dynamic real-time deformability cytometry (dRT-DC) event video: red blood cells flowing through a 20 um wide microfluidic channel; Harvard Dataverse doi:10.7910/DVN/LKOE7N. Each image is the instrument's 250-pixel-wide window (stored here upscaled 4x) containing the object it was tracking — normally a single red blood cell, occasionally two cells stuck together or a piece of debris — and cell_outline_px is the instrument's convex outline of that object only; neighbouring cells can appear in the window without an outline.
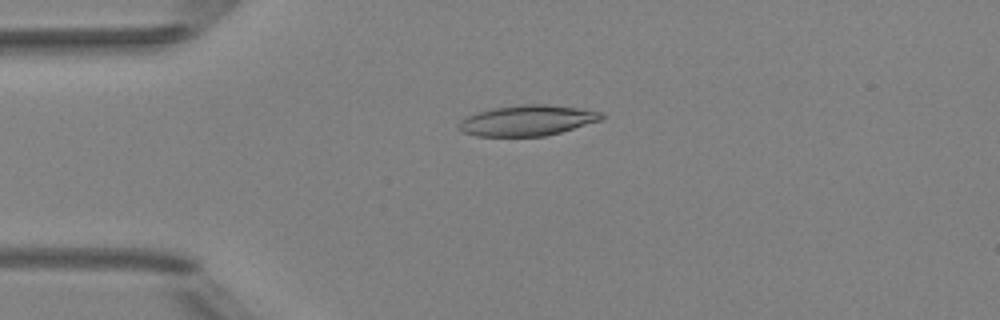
{"species": "Egyptian fruit bat (a non-hibernating species)", "species_latin": "Rousettus aegyptiacus", "temperature_condition": "room temperature", "stored_images_in_passage": 5, "camera_frame_rate_fps": 3000, "um_per_image_px": 0.085, "animal": {"sex": "female"}, "frame": {"image": 1, "passage_image": 4, "time_ms": 3.333, "image_size_px": [1000, 320], "cell_outline_px": [[604, 120], [560, 132], [544, 136], [476, 136], [460, 132], [460, 120], [476, 112], [492, 108], [520, 104], [544, 104], [576, 108], [604, 112]], "centroid_in_image_um": [44.84, 10.24], "position_along_channel_um": 40.2, "area_um2": 25.49}}